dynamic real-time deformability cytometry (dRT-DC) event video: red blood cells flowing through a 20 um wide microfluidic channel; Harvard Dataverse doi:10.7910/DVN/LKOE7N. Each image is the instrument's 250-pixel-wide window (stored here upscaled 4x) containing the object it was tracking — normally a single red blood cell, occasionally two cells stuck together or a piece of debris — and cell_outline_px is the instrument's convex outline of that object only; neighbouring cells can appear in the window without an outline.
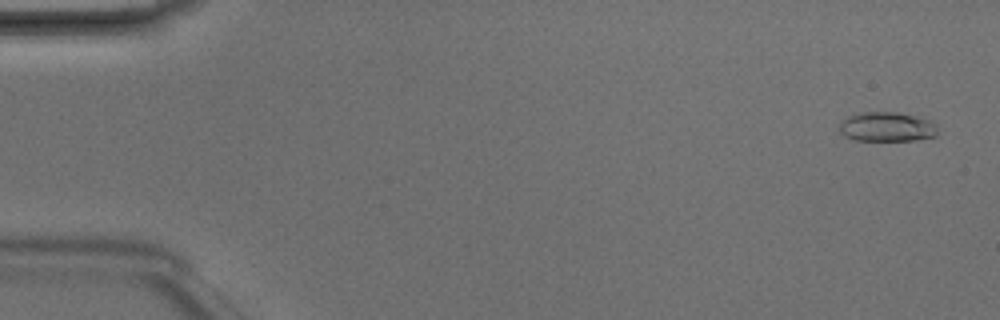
{"species": "Egyptian fruit bat (a non-hibernating species)", "species_latin": "Rousettus aegyptiacus", "temperature_condition": "room temperature", "stored_images_in_passage": 5, "camera_frame_rate_fps": 3000, "um_per_image_px": 0.085, "animal": {"sex": "male"}, "frame": {"image": 1, "passage_image": 1, "time_ms": 0.0, "image_size_px": [1000, 320], "cell_outline_px": [[936, 136], [916, 140], [852, 140], [844, 136], [840, 132], [840, 120], [848, 116], [860, 112], [900, 112], [932, 120], [936, 132]], "centroid_in_image_um": [75.34, 10.77], "position_along_channel_um": 9.7, "area_um2": 16.99}}
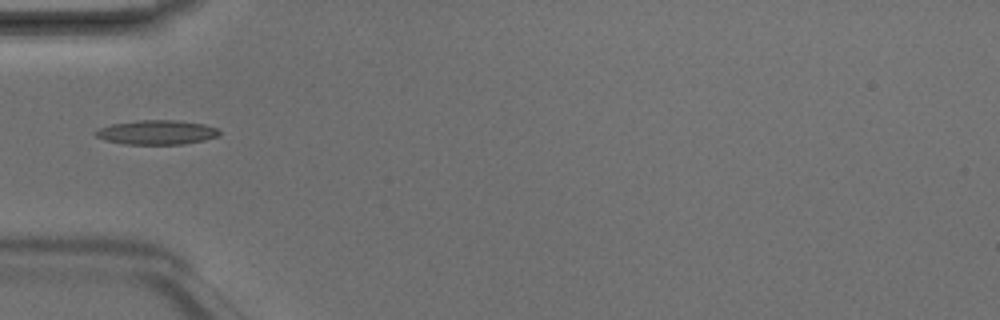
{"frame": {"image": 2, "passage_image": 4, "time_ms": 1.0, "image_size_px": [1000, 320], "cell_outline_px": [[220, 132], [216, 136], [204, 140], [184, 144], [124, 144], [104, 140], [96, 136], [92, 132], [96, 128], [112, 124], [140, 120], [172, 120], [204, 124], [216, 128]], "centroid_in_image_um": [13.25, 11.25], "position_along_channel_um": 71.8, "area_um2": 17.51}}